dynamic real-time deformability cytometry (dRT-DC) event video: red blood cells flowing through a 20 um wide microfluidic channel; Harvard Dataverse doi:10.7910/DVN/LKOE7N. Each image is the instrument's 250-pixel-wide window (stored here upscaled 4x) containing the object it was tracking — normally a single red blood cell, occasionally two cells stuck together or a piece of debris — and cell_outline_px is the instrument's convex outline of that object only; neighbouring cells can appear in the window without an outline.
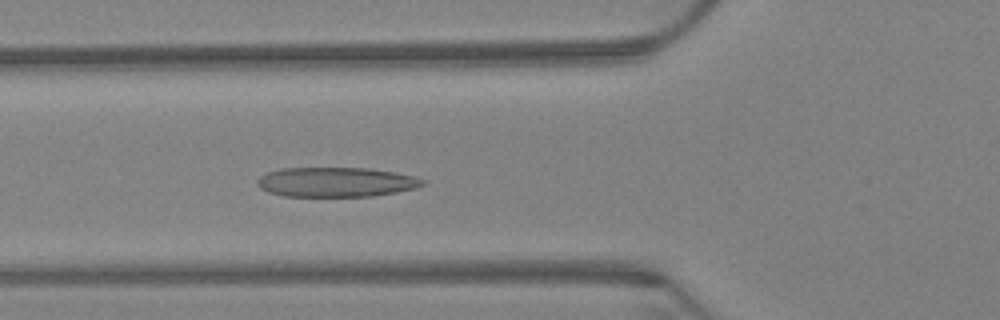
{"species": "Egyptian fruit bat (a non-hibernating species)", "species_latin": "Rousettus aegyptiacus", "temperature_condition": "warm", "stored_images_in_passage": 44, "camera_frame_rate_fps": 3000, "um_per_image_px": 0.085, "animal": {"sex": "female"}, "frame": {"image": 1, "passage_image": 4, "time_ms": 1.0, "image_size_px": [1000, 320], "cell_outline_px": [[428, 180], [424, 184], [416, 188], [396, 192], [372, 196], [284, 196], [268, 192], [260, 188], [256, 184], [260, 176], [268, 172], [280, 168], [368, 168], [416, 176]], "centroid_in_image_um": [28.58, 15.47], "position_along_channel_um": 97.2, "area_um2": 28.61}}
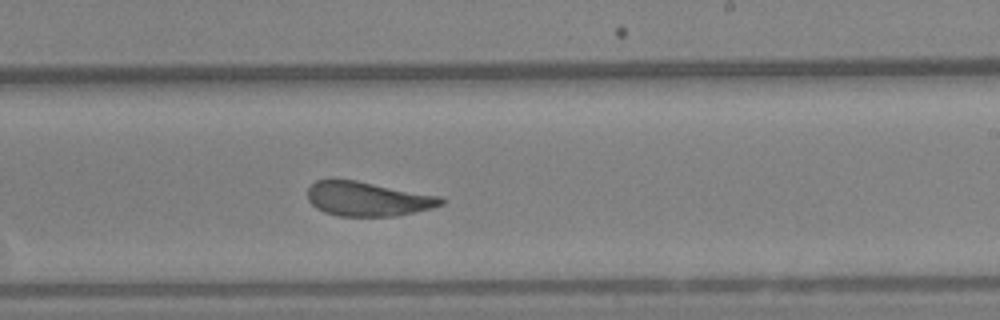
{"frame": {"image": 2, "passage_image": 19, "time_ms": 6.0, "image_size_px": [1000, 320], "cell_outline_px": [[444, 204], [432, 208], [396, 216], [336, 216], [324, 212], [316, 208], [308, 200], [308, 188], [316, 180], [356, 180], [440, 196], [444, 200]], "centroid_in_image_um": [31.25, 16.91], "position_along_channel_um": 257.7, "area_um2": 26.65}}
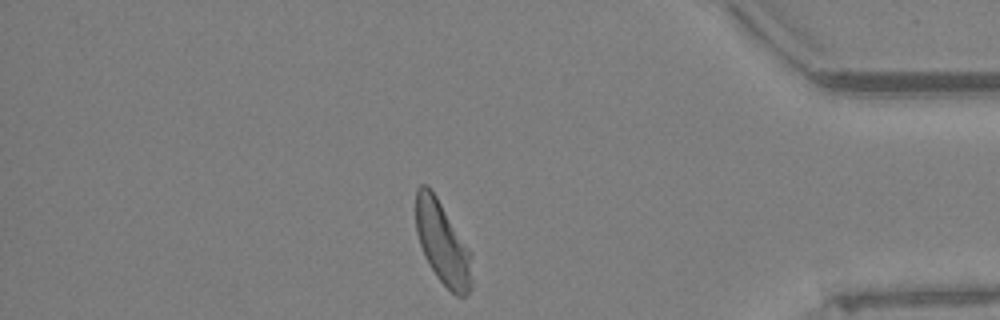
{"frame": {"image": 3, "passage_image": 35, "time_ms": 11.333, "image_size_px": [1000, 320], "cell_outline_px": [[472, 288], [464, 296], [456, 296], [436, 276], [424, 256], [416, 232], [416, 188], [420, 184], [428, 184], [436, 196], [468, 252], [472, 284]], "centroid_in_image_um": [37.55, 20.66], "position_along_channel_um": 397.7, "area_um2": 25.95}, "authors_computed_cell_mechanics": {"area_um2": 27.4839, "velocity_mm_per_s": 3.2242, "shape_relaxation_time_tau1_ms": 8.1597, "shape_relaxation_time_tau2_ms": 1.8116, "deformation_change_tau1": 0.2021, "deformation_change_tau2": 0.0978}}